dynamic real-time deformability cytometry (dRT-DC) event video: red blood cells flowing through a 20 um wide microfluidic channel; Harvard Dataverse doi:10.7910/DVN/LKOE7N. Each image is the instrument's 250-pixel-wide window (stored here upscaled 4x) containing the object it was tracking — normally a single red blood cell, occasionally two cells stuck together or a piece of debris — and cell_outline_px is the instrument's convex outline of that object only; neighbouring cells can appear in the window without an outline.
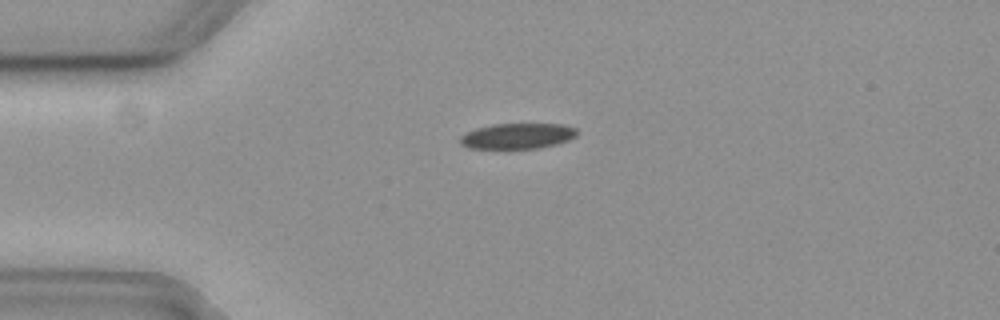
{"species": "common noctule bat (a hibernating species)", "species_latin": "Nyctalus noctula", "temperature_condition": "cold", "stored_images_in_passage": 4, "camera_frame_rate_fps": 3000, "um_per_image_px": 0.085, "animal": {"sex": "female", "body_mass_g": 19.3, "forearm_length_mm": 54.1}, "frame": {"image": 1, "passage_image": 1, "time_ms": 0.0, "image_size_px": [1000, 320], "cell_outline_px": [[576, 136], [568, 140], [556, 144], [540, 148], [468, 148], [460, 144], [460, 136], [476, 128], [492, 124], [564, 124], [576, 128]], "centroid_in_image_um": [43.99, 11.56], "position_along_channel_um": 41.0, "area_um2": 17.34}}